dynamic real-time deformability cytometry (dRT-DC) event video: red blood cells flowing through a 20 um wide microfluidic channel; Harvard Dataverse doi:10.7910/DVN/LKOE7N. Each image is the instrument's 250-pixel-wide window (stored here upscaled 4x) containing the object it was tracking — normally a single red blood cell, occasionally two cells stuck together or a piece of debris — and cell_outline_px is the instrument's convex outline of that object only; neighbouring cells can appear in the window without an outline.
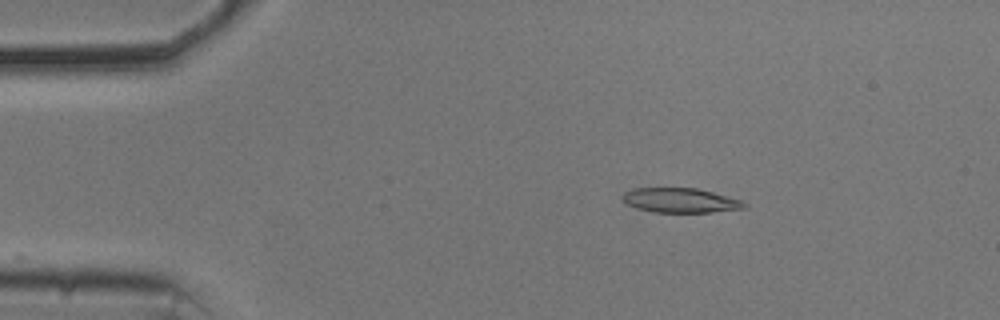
{"species": "common noctule bat (a hibernating species)", "species_latin": "Nyctalus noctula", "temperature_condition": "cold", "stored_images_in_passage": 54, "camera_frame_rate_fps": 3000, "um_per_image_px": 0.085, "animal": {"sex": "male", "body_mass_g": 20.5, "forearm_length_mm": 52.5}, "frame": {"image": 1, "passage_image": 9, "time_ms": 2.667, "image_size_px": [1000, 320], "cell_outline_px": [[748, 204], [744, 208], [712, 212], [652, 212], [636, 208], [628, 204], [620, 196], [624, 192], [632, 188], [696, 188], [712, 192], [740, 200]], "centroid_in_image_um": [57.79, 17.03], "position_along_channel_um": 27.2, "area_um2": 17.34}}
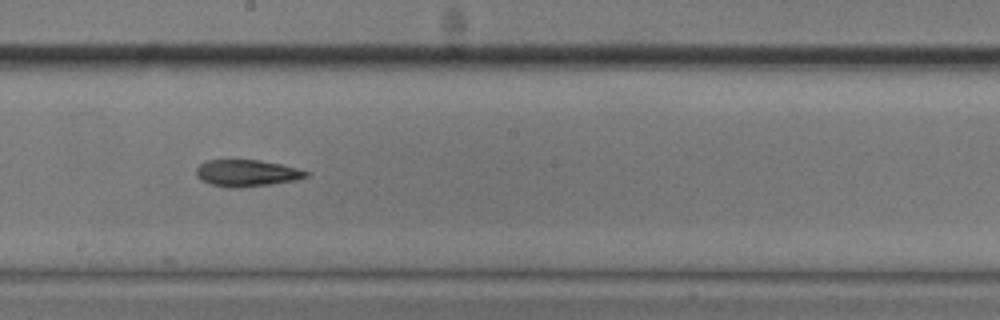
{"frame": {"image": 2, "passage_image": 30, "time_ms": 9.667, "image_size_px": [1000, 320], "cell_outline_px": [[312, 172], [308, 176], [296, 180], [240, 188], [228, 188], [212, 184], [200, 180], [196, 176], [196, 168], [200, 164], [208, 160], [260, 160], [280, 164]], "centroid_in_image_um": [20.97, 14.71], "position_along_channel_um": 227.2, "area_um2": 17.11}}
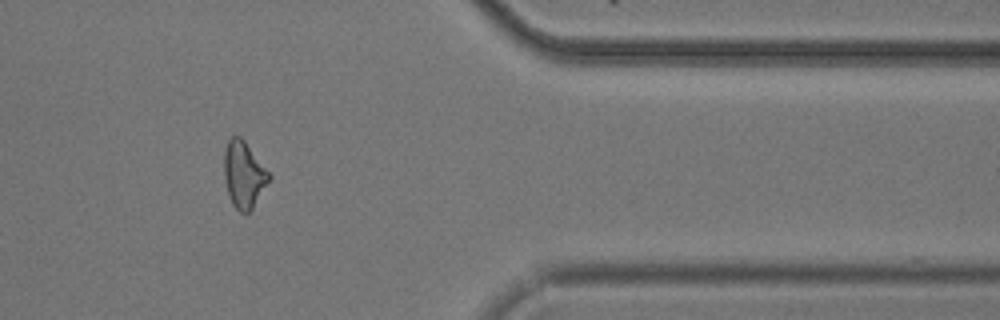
{"frame": {"image": 3, "passage_image": 45, "time_ms": 14.667, "image_size_px": [1000, 320], "cell_outline_px": [[272, 176], [252, 208], [248, 212], [240, 212], [232, 204], [228, 196], [224, 180], [224, 152], [228, 140], [232, 136], [240, 136], [244, 140]], "centroid_in_image_um": [20.7, 14.83], "position_along_channel_um": 390.7, "area_um2": 17.28}, "authors_computed_cell_mechanics": {"area_um2": 17.7157, "velocity_mm_per_s": 3.6921, "shape_relaxation_time_tau1_ms": null, "shape_relaxation_time_tau2_ms": 10.0886, "deformation_change_tau1": null, "deformation_change_tau2": 0.2205}}